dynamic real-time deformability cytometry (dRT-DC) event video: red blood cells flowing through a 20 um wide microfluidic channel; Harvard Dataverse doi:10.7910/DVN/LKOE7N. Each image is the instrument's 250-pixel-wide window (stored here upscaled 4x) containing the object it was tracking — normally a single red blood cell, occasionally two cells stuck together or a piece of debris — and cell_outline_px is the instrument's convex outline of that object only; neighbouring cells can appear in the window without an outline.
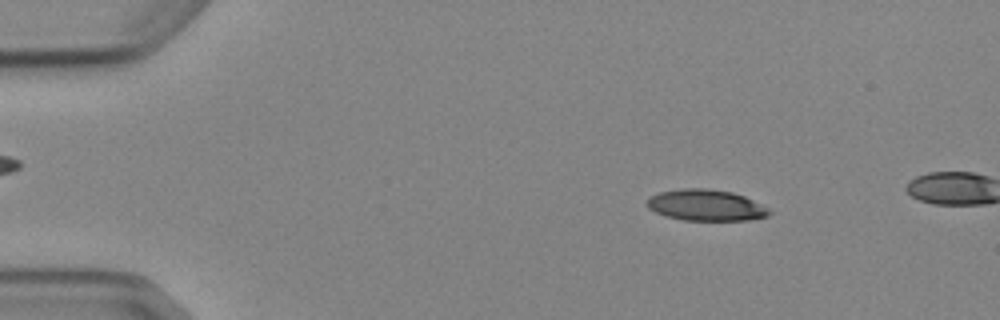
{"species": "Egyptian fruit bat (a non-hibernating species)", "species_latin": "Rousettus aegyptiacus", "temperature_condition": "cold", "stored_images_in_passage": 4, "camera_frame_rate_fps": 3000, "um_per_image_px": 0.085, "animal": {"sex": "female"}, "frame": {"image": 1, "passage_image": 2, "time_ms": 1.0, "image_size_px": [1000, 320], "cell_outline_px": [[772, 212], [768, 216], [748, 220], [684, 220], [664, 216], [648, 208], [648, 196], [660, 192], [680, 188], [708, 188], [732, 192], [744, 196], [768, 208]], "centroid_in_image_um": [59.99, 17.44], "position_along_channel_um": 25.0, "area_um2": 22.25}}